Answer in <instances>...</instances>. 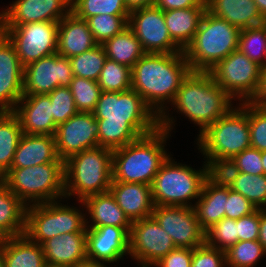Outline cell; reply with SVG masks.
Returning <instances> with one entry per match:
<instances>
[{"instance_id": "obj_31", "label": "cell", "mask_w": 266, "mask_h": 267, "mask_svg": "<svg viewBox=\"0 0 266 267\" xmlns=\"http://www.w3.org/2000/svg\"><path fill=\"white\" fill-rule=\"evenodd\" d=\"M227 198L228 188L215 187L205 180L201 195L193 207L204 231L225 218Z\"/></svg>"}, {"instance_id": "obj_50", "label": "cell", "mask_w": 266, "mask_h": 267, "mask_svg": "<svg viewBox=\"0 0 266 267\" xmlns=\"http://www.w3.org/2000/svg\"><path fill=\"white\" fill-rule=\"evenodd\" d=\"M193 249L176 247L154 267H191Z\"/></svg>"}, {"instance_id": "obj_28", "label": "cell", "mask_w": 266, "mask_h": 267, "mask_svg": "<svg viewBox=\"0 0 266 267\" xmlns=\"http://www.w3.org/2000/svg\"><path fill=\"white\" fill-rule=\"evenodd\" d=\"M207 6L163 11L166 27L174 43L184 51L193 41Z\"/></svg>"}, {"instance_id": "obj_57", "label": "cell", "mask_w": 266, "mask_h": 267, "mask_svg": "<svg viewBox=\"0 0 266 267\" xmlns=\"http://www.w3.org/2000/svg\"><path fill=\"white\" fill-rule=\"evenodd\" d=\"M261 162L264 169V175H266V151L261 152Z\"/></svg>"}, {"instance_id": "obj_48", "label": "cell", "mask_w": 266, "mask_h": 267, "mask_svg": "<svg viewBox=\"0 0 266 267\" xmlns=\"http://www.w3.org/2000/svg\"><path fill=\"white\" fill-rule=\"evenodd\" d=\"M240 172L254 175L264 174L261 162V151L256 148L249 147L232 158Z\"/></svg>"}, {"instance_id": "obj_10", "label": "cell", "mask_w": 266, "mask_h": 267, "mask_svg": "<svg viewBox=\"0 0 266 267\" xmlns=\"http://www.w3.org/2000/svg\"><path fill=\"white\" fill-rule=\"evenodd\" d=\"M62 200L26 207L25 235L42 245L48 239L65 233L87 232L86 216L75 206L64 205Z\"/></svg>"}, {"instance_id": "obj_14", "label": "cell", "mask_w": 266, "mask_h": 267, "mask_svg": "<svg viewBox=\"0 0 266 267\" xmlns=\"http://www.w3.org/2000/svg\"><path fill=\"white\" fill-rule=\"evenodd\" d=\"M128 27L134 32L145 53H179L166 27L163 11L154 6L130 12Z\"/></svg>"}, {"instance_id": "obj_24", "label": "cell", "mask_w": 266, "mask_h": 267, "mask_svg": "<svg viewBox=\"0 0 266 267\" xmlns=\"http://www.w3.org/2000/svg\"><path fill=\"white\" fill-rule=\"evenodd\" d=\"M97 42L86 20L77 18L72 12L59 21L57 53L71 58L95 47Z\"/></svg>"}, {"instance_id": "obj_18", "label": "cell", "mask_w": 266, "mask_h": 267, "mask_svg": "<svg viewBox=\"0 0 266 267\" xmlns=\"http://www.w3.org/2000/svg\"><path fill=\"white\" fill-rule=\"evenodd\" d=\"M0 12V25L59 22L71 12V0H16Z\"/></svg>"}, {"instance_id": "obj_47", "label": "cell", "mask_w": 266, "mask_h": 267, "mask_svg": "<svg viewBox=\"0 0 266 267\" xmlns=\"http://www.w3.org/2000/svg\"><path fill=\"white\" fill-rule=\"evenodd\" d=\"M257 208L247 200L241 193L228 188V198L226 201L225 217L239 219L254 212Z\"/></svg>"}, {"instance_id": "obj_42", "label": "cell", "mask_w": 266, "mask_h": 267, "mask_svg": "<svg viewBox=\"0 0 266 267\" xmlns=\"http://www.w3.org/2000/svg\"><path fill=\"white\" fill-rule=\"evenodd\" d=\"M69 89L79 112H93L95 110L102 92L97 81L73 76Z\"/></svg>"}, {"instance_id": "obj_21", "label": "cell", "mask_w": 266, "mask_h": 267, "mask_svg": "<svg viewBox=\"0 0 266 267\" xmlns=\"http://www.w3.org/2000/svg\"><path fill=\"white\" fill-rule=\"evenodd\" d=\"M14 113L19 118L23 133L54 136L57 125L51 114L52 103L48 94L23 95Z\"/></svg>"}, {"instance_id": "obj_45", "label": "cell", "mask_w": 266, "mask_h": 267, "mask_svg": "<svg viewBox=\"0 0 266 267\" xmlns=\"http://www.w3.org/2000/svg\"><path fill=\"white\" fill-rule=\"evenodd\" d=\"M249 128L251 147L266 151V108L249 102Z\"/></svg>"}, {"instance_id": "obj_3", "label": "cell", "mask_w": 266, "mask_h": 267, "mask_svg": "<svg viewBox=\"0 0 266 267\" xmlns=\"http://www.w3.org/2000/svg\"><path fill=\"white\" fill-rule=\"evenodd\" d=\"M232 100L209 72L190 71L171 105L200 127V135L233 107Z\"/></svg>"}, {"instance_id": "obj_49", "label": "cell", "mask_w": 266, "mask_h": 267, "mask_svg": "<svg viewBox=\"0 0 266 267\" xmlns=\"http://www.w3.org/2000/svg\"><path fill=\"white\" fill-rule=\"evenodd\" d=\"M260 225V209L237 219V242L258 240Z\"/></svg>"}, {"instance_id": "obj_43", "label": "cell", "mask_w": 266, "mask_h": 267, "mask_svg": "<svg viewBox=\"0 0 266 267\" xmlns=\"http://www.w3.org/2000/svg\"><path fill=\"white\" fill-rule=\"evenodd\" d=\"M237 242V220L223 218L205 231V243L222 251Z\"/></svg>"}, {"instance_id": "obj_22", "label": "cell", "mask_w": 266, "mask_h": 267, "mask_svg": "<svg viewBox=\"0 0 266 267\" xmlns=\"http://www.w3.org/2000/svg\"><path fill=\"white\" fill-rule=\"evenodd\" d=\"M109 191L131 222L152 216L155 205L150 185L111 182Z\"/></svg>"}, {"instance_id": "obj_6", "label": "cell", "mask_w": 266, "mask_h": 267, "mask_svg": "<svg viewBox=\"0 0 266 267\" xmlns=\"http://www.w3.org/2000/svg\"><path fill=\"white\" fill-rule=\"evenodd\" d=\"M240 29L208 10L191 44L184 50L191 71H210L238 49Z\"/></svg>"}, {"instance_id": "obj_30", "label": "cell", "mask_w": 266, "mask_h": 267, "mask_svg": "<svg viewBox=\"0 0 266 267\" xmlns=\"http://www.w3.org/2000/svg\"><path fill=\"white\" fill-rule=\"evenodd\" d=\"M26 205L0 181V239L25 233Z\"/></svg>"}, {"instance_id": "obj_13", "label": "cell", "mask_w": 266, "mask_h": 267, "mask_svg": "<svg viewBox=\"0 0 266 267\" xmlns=\"http://www.w3.org/2000/svg\"><path fill=\"white\" fill-rule=\"evenodd\" d=\"M170 235L153 216L132 222L129 231V255L140 267H153L175 249Z\"/></svg>"}, {"instance_id": "obj_46", "label": "cell", "mask_w": 266, "mask_h": 267, "mask_svg": "<svg viewBox=\"0 0 266 267\" xmlns=\"http://www.w3.org/2000/svg\"><path fill=\"white\" fill-rule=\"evenodd\" d=\"M224 251L211 247L206 243L195 247L192 253L191 267H225Z\"/></svg>"}, {"instance_id": "obj_59", "label": "cell", "mask_w": 266, "mask_h": 267, "mask_svg": "<svg viewBox=\"0 0 266 267\" xmlns=\"http://www.w3.org/2000/svg\"><path fill=\"white\" fill-rule=\"evenodd\" d=\"M45 267H68V266H60V265H50V264H46Z\"/></svg>"}, {"instance_id": "obj_7", "label": "cell", "mask_w": 266, "mask_h": 267, "mask_svg": "<svg viewBox=\"0 0 266 267\" xmlns=\"http://www.w3.org/2000/svg\"><path fill=\"white\" fill-rule=\"evenodd\" d=\"M1 181L26 206L65 199L64 162L10 168Z\"/></svg>"}, {"instance_id": "obj_51", "label": "cell", "mask_w": 266, "mask_h": 267, "mask_svg": "<svg viewBox=\"0 0 266 267\" xmlns=\"http://www.w3.org/2000/svg\"><path fill=\"white\" fill-rule=\"evenodd\" d=\"M155 6L162 11L207 6L206 0H156Z\"/></svg>"}, {"instance_id": "obj_58", "label": "cell", "mask_w": 266, "mask_h": 267, "mask_svg": "<svg viewBox=\"0 0 266 267\" xmlns=\"http://www.w3.org/2000/svg\"><path fill=\"white\" fill-rule=\"evenodd\" d=\"M0 267H5L3 249L0 246Z\"/></svg>"}, {"instance_id": "obj_17", "label": "cell", "mask_w": 266, "mask_h": 267, "mask_svg": "<svg viewBox=\"0 0 266 267\" xmlns=\"http://www.w3.org/2000/svg\"><path fill=\"white\" fill-rule=\"evenodd\" d=\"M99 125L92 112H78L57 126L54 134L58 156H70L98 146Z\"/></svg>"}, {"instance_id": "obj_56", "label": "cell", "mask_w": 266, "mask_h": 267, "mask_svg": "<svg viewBox=\"0 0 266 267\" xmlns=\"http://www.w3.org/2000/svg\"><path fill=\"white\" fill-rule=\"evenodd\" d=\"M262 16L266 19V0H254Z\"/></svg>"}, {"instance_id": "obj_11", "label": "cell", "mask_w": 266, "mask_h": 267, "mask_svg": "<svg viewBox=\"0 0 266 267\" xmlns=\"http://www.w3.org/2000/svg\"><path fill=\"white\" fill-rule=\"evenodd\" d=\"M261 71L262 66L237 49L208 72L234 101L250 102L257 94Z\"/></svg>"}, {"instance_id": "obj_37", "label": "cell", "mask_w": 266, "mask_h": 267, "mask_svg": "<svg viewBox=\"0 0 266 267\" xmlns=\"http://www.w3.org/2000/svg\"><path fill=\"white\" fill-rule=\"evenodd\" d=\"M226 254V267H255L266 251L259 240L238 241Z\"/></svg>"}, {"instance_id": "obj_44", "label": "cell", "mask_w": 266, "mask_h": 267, "mask_svg": "<svg viewBox=\"0 0 266 267\" xmlns=\"http://www.w3.org/2000/svg\"><path fill=\"white\" fill-rule=\"evenodd\" d=\"M48 95L52 103L51 114L57 126L79 112L69 87H57Z\"/></svg>"}, {"instance_id": "obj_26", "label": "cell", "mask_w": 266, "mask_h": 267, "mask_svg": "<svg viewBox=\"0 0 266 267\" xmlns=\"http://www.w3.org/2000/svg\"><path fill=\"white\" fill-rule=\"evenodd\" d=\"M85 207L89 219L86 218V228H97L102 226H116L122 228H131L132 222L118 206L114 196L110 191L90 195L82 201H78Z\"/></svg>"}, {"instance_id": "obj_12", "label": "cell", "mask_w": 266, "mask_h": 267, "mask_svg": "<svg viewBox=\"0 0 266 267\" xmlns=\"http://www.w3.org/2000/svg\"><path fill=\"white\" fill-rule=\"evenodd\" d=\"M59 22H33L0 25V31L13 43L23 66L57 53Z\"/></svg>"}, {"instance_id": "obj_54", "label": "cell", "mask_w": 266, "mask_h": 267, "mask_svg": "<svg viewBox=\"0 0 266 267\" xmlns=\"http://www.w3.org/2000/svg\"><path fill=\"white\" fill-rule=\"evenodd\" d=\"M259 242L266 251V209H260Z\"/></svg>"}, {"instance_id": "obj_41", "label": "cell", "mask_w": 266, "mask_h": 267, "mask_svg": "<svg viewBox=\"0 0 266 267\" xmlns=\"http://www.w3.org/2000/svg\"><path fill=\"white\" fill-rule=\"evenodd\" d=\"M129 15H94L86 21L97 44H103L106 40L121 33L128 27Z\"/></svg>"}, {"instance_id": "obj_35", "label": "cell", "mask_w": 266, "mask_h": 267, "mask_svg": "<svg viewBox=\"0 0 266 267\" xmlns=\"http://www.w3.org/2000/svg\"><path fill=\"white\" fill-rule=\"evenodd\" d=\"M70 59L73 76L97 81L107 59L101 44Z\"/></svg>"}, {"instance_id": "obj_23", "label": "cell", "mask_w": 266, "mask_h": 267, "mask_svg": "<svg viewBox=\"0 0 266 267\" xmlns=\"http://www.w3.org/2000/svg\"><path fill=\"white\" fill-rule=\"evenodd\" d=\"M87 232L63 233L42 244L45 260L50 265L74 267L87 260Z\"/></svg>"}, {"instance_id": "obj_29", "label": "cell", "mask_w": 266, "mask_h": 267, "mask_svg": "<svg viewBox=\"0 0 266 267\" xmlns=\"http://www.w3.org/2000/svg\"><path fill=\"white\" fill-rule=\"evenodd\" d=\"M5 267H45L42 245L31 241L25 234L0 239Z\"/></svg>"}, {"instance_id": "obj_38", "label": "cell", "mask_w": 266, "mask_h": 267, "mask_svg": "<svg viewBox=\"0 0 266 267\" xmlns=\"http://www.w3.org/2000/svg\"><path fill=\"white\" fill-rule=\"evenodd\" d=\"M97 82L101 91L122 92L129 90L132 84L131 68L107 58Z\"/></svg>"}, {"instance_id": "obj_25", "label": "cell", "mask_w": 266, "mask_h": 267, "mask_svg": "<svg viewBox=\"0 0 266 267\" xmlns=\"http://www.w3.org/2000/svg\"><path fill=\"white\" fill-rule=\"evenodd\" d=\"M50 162H64L58 156L54 136L23 133L11 168H26Z\"/></svg>"}, {"instance_id": "obj_2", "label": "cell", "mask_w": 266, "mask_h": 267, "mask_svg": "<svg viewBox=\"0 0 266 267\" xmlns=\"http://www.w3.org/2000/svg\"><path fill=\"white\" fill-rule=\"evenodd\" d=\"M190 71L184 52L145 53L131 68V88L159 117V128L169 133L174 129L175 119L166 105L172 103Z\"/></svg>"}, {"instance_id": "obj_5", "label": "cell", "mask_w": 266, "mask_h": 267, "mask_svg": "<svg viewBox=\"0 0 266 267\" xmlns=\"http://www.w3.org/2000/svg\"><path fill=\"white\" fill-rule=\"evenodd\" d=\"M111 182V149L97 146L64 161L65 199L75 195L82 201L90 195L107 192Z\"/></svg>"}, {"instance_id": "obj_34", "label": "cell", "mask_w": 266, "mask_h": 267, "mask_svg": "<svg viewBox=\"0 0 266 267\" xmlns=\"http://www.w3.org/2000/svg\"><path fill=\"white\" fill-rule=\"evenodd\" d=\"M238 49L250 60L266 66V22L261 25L241 29Z\"/></svg>"}, {"instance_id": "obj_39", "label": "cell", "mask_w": 266, "mask_h": 267, "mask_svg": "<svg viewBox=\"0 0 266 267\" xmlns=\"http://www.w3.org/2000/svg\"><path fill=\"white\" fill-rule=\"evenodd\" d=\"M231 189L241 193L257 209H266V175L240 172Z\"/></svg>"}, {"instance_id": "obj_20", "label": "cell", "mask_w": 266, "mask_h": 267, "mask_svg": "<svg viewBox=\"0 0 266 267\" xmlns=\"http://www.w3.org/2000/svg\"><path fill=\"white\" fill-rule=\"evenodd\" d=\"M129 231L111 225L87 228V260L110 264L129 255Z\"/></svg>"}, {"instance_id": "obj_33", "label": "cell", "mask_w": 266, "mask_h": 267, "mask_svg": "<svg viewBox=\"0 0 266 267\" xmlns=\"http://www.w3.org/2000/svg\"><path fill=\"white\" fill-rule=\"evenodd\" d=\"M23 135L19 118L14 112H0V176L11 168L16 148Z\"/></svg>"}, {"instance_id": "obj_55", "label": "cell", "mask_w": 266, "mask_h": 267, "mask_svg": "<svg viewBox=\"0 0 266 267\" xmlns=\"http://www.w3.org/2000/svg\"><path fill=\"white\" fill-rule=\"evenodd\" d=\"M74 267H107V266L105 265V263L92 262V261L86 260L84 262L77 264Z\"/></svg>"}, {"instance_id": "obj_53", "label": "cell", "mask_w": 266, "mask_h": 267, "mask_svg": "<svg viewBox=\"0 0 266 267\" xmlns=\"http://www.w3.org/2000/svg\"><path fill=\"white\" fill-rule=\"evenodd\" d=\"M124 2L131 12L136 9L154 6L156 0H124Z\"/></svg>"}, {"instance_id": "obj_40", "label": "cell", "mask_w": 266, "mask_h": 267, "mask_svg": "<svg viewBox=\"0 0 266 267\" xmlns=\"http://www.w3.org/2000/svg\"><path fill=\"white\" fill-rule=\"evenodd\" d=\"M206 180L215 187L231 188L240 170L232 158H206Z\"/></svg>"}, {"instance_id": "obj_9", "label": "cell", "mask_w": 266, "mask_h": 267, "mask_svg": "<svg viewBox=\"0 0 266 267\" xmlns=\"http://www.w3.org/2000/svg\"><path fill=\"white\" fill-rule=\"evenodd\" d=\"M168 157L151 184L152 198L157 206L194 207L190 201L199 199L206 180L205 164L196 170Z\"/></svg>"}, {"instance_id": "obj_36", "label": "cell", "mask_w": 266, "mask_h": 267, "mask_svg": "<svg viewBox=\"0 0 266 267\" xmlns=\"http://www.w3.org/2000/svg\"><path fill=\"white\" fill-rule=\"evenodd\" d=\"M71 12L82 20L100 14H130L124 0H71Z\"/></svg>"}, {"instance_id": "obj_52", "label": "cell", "mask_w": 266, "mask_h": 267, "mask_svg": "<svg viewBox=\"0 0 266 267\" xmlns=\"http://www.w3.org/2000/svg\"><path fill=\"white\" fill-rule=\"evenodd\" d=\"M250 102L256 106L266 108V66L262 67L261 80L257 94Z\"/></svg>"}, {"instance_id": "obj_1", "label": "cell", "mask_w": 266, "mask_h": 267, "mask_svg": "<svg viewBox=\"0 0 266 267\" xmlns=\"http://www.w3.org/2000/svg\"><path fill=\"white\" fill-rule=\"evenodd\" d=\"M99 125L98 146L124 147L159 128V117L132 88L102 91L92 112Z\"/></svg>"}, {"instance_id": "obj_19", "label": "cell", "mask_w": 266, "mask_h": 267, "mask_svg": "<svg viewBox=\"0 0 266 267\" xmlns=\"http://www.w3.org/2000/svg\"><path fill=\"white\" fill-rule=\"evenodd\" d=\"M23 74L13 43L0 31V112H14L23 96Z\"/></svg>"}, {"instance_id": "obj_16", "label": "cell", "mask_w": 266, "mask_h": 267, "mask_svg": "<svg viewBox=\"0 0 266 267\" xmlns=\"http://www.w3.org/2000/svg\"><path fill=\"white\" fill-rule=\"evenodd\" d=\"M152 216L176 247L194 249L205 243V231L193 207L155 205Z\"/></svg>"}, {"instance_id": "obj_15", "label": "cell", "mask_w": 266, "mask_h": 267, "mask_svg": "<svg viewBox=\"0 0 266 267\" xmlns=\"http://www.w3.org/2000/svg\"><path fill=\"white\" fill-rule=\"evenodd\" d=\"M73 78L70 59L58 53L24 66L23 95H46L57 87H69Z\"/></svg>"}, {"instance_id": "obj_4", "label": "cell", "mask_w": 266, "mask_h": 267, "mask_svg": "<svg viewBox=\"0 0 266 267\" xmlns=\"http://www.w3.org/2000/svg\"><path fill=\"white\" fill-rule=\"evenodd\" d=\"M171 133L158 128L124 147L112 150V182L150 185L171 155L165 150Z\"/></svg>"}, {"instance_id": "obj_8", "label": "cell", "mask_w": 266, "mask_h": 267, "mask_svg": "<svg viewBox=\"0 0 266 267\" xmlns=\"http://www.w3.org/2000/svg\"><path fill=\"white\" fill-rule=\"evenodd\" d=\"M204 158H233L251 147L249 102H239L196 139Z\"/></svg>"}, {"instance_id": "obj_32", "label": "cell", "mask_w": 266, "mask_h": 267, "mask_svg": "<svg viewBox=\"0 0 266 267\" xmlns=\"http://www.w3.org/2000/svg\"><path fill=\"white\" fill-rule=\"evenodd\" d=\"M102 46L108 59L130 68L145 54L139 40L129 27L106 40Z\"/></svg>"}, {"instance_id": "obj_27", "label": "cell", "mask_w": 266, "mask_h": 267, "mask_svg": "<svg viewBox=\"0 0 266 267\" xmlns=\"http://www.w3.org/2000/svg\"><path fill=\"white\" fill-rule=\"evenodd\" d=\"M206 4L210 13L240 30L266 22L254 0H206Z\"/></svg>"}]
</instances>
